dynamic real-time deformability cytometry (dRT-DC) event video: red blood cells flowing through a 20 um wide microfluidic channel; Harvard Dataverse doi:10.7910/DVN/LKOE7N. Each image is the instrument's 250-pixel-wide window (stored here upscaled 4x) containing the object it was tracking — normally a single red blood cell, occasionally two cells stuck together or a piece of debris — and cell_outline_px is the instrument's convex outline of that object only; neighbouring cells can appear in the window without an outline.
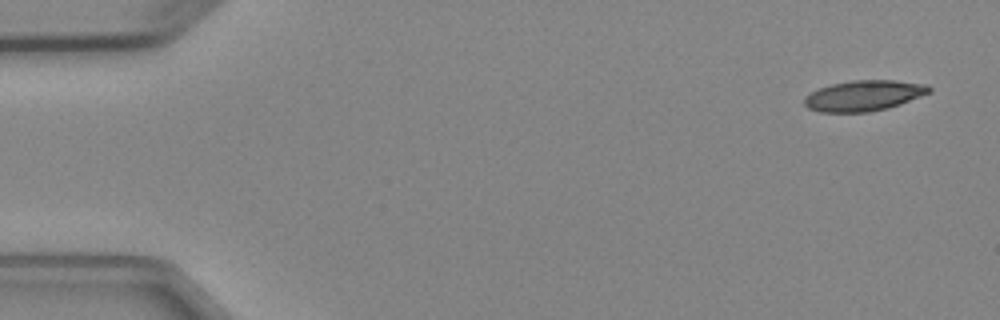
{"species": "Egyptian fruit bat (a non-hibernating species)", "species_latin": "Rousettus aegyptiacus", "temperature_condition": "cold", "stored_images_in_passage": 5, "camera_frame_rate_fps": 3000, "um_per_image_px": 0.085, "animal": {"sex": "female"}, "frame": {"image": 1, "passage_image": 1, "time_ms": 0.0, "image_size_px": [1000, 320], "cell_outline_px": [[932, 92], [900, 104], [888, 108], [868, 112], [820, 112], [808, 108], [804, 104], [804, 96], [820, 88], [832, 84], [852, 80], [892, 80], [928, 84], [932, 88]], "centroid_in_image_um": [73.45, 8.13], "position_along_channel_um": 11.5, "area_um2": 22.31}}
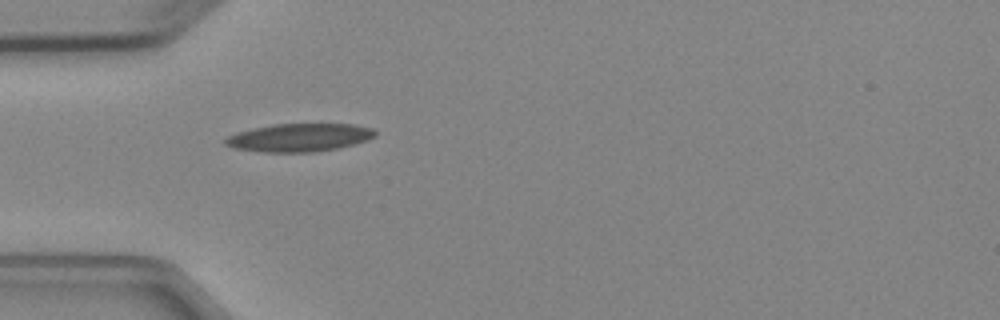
{"frame": {"image": 2, "passage_image": 4, "time_ms": 4.333, "image_size_px": [1000, 320], "cell_outline_px": [[376, 136], [368, 140], [336, 148], [316, 152], [264, 152], [232, 148], [224, 144], [224, 140], [228, 136], [236, 132], [272, 124], [352, 124], [372, 128], [376, 132]], "centroid_in_image_um": [25.41, 11.69], "position_along_channel_um": 59.6, "area_um2": 24.51}}